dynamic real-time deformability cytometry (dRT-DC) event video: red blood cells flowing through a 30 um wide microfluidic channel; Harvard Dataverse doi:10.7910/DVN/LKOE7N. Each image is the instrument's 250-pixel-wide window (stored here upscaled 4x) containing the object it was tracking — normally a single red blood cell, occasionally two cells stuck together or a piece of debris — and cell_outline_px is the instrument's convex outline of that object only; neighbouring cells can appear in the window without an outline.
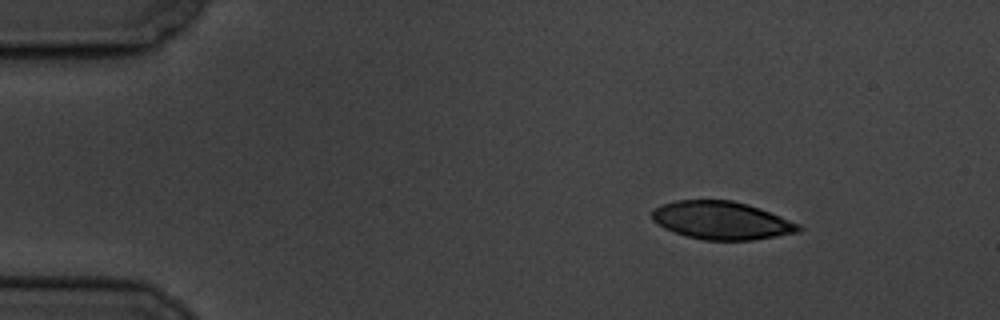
{"species": "common noctule bat (a hibernating species)", "species_latin": "Nyctalus noctula", "temperature_condition": "cold", "stored_images_in_passage": 5, "camera_frame_rate_fps": 3000, "um_per_image_px": 0.085, "animal": {"sex": "male", "body_mass_g": 19.5, "forearm_length_mm": 54.6}, "frame": {"image": 1, "passage_image": 1, "time_ms": 0.0, "image_size_px": [1000, 320], "cell_outline_px": [[804, 228], [800, 232], [752, 240], [704, 240], [688, 236], [664, 228], [656, 224], [652, 220], [652, 208], [660, 204], [676, 200], [732, 200], [748, 204], [760, 208], [800, 224]], "centroid_in_image_um": [61.33, 18.73], "position_along_channel_um": 23.7, "area_um2": 32.6}}